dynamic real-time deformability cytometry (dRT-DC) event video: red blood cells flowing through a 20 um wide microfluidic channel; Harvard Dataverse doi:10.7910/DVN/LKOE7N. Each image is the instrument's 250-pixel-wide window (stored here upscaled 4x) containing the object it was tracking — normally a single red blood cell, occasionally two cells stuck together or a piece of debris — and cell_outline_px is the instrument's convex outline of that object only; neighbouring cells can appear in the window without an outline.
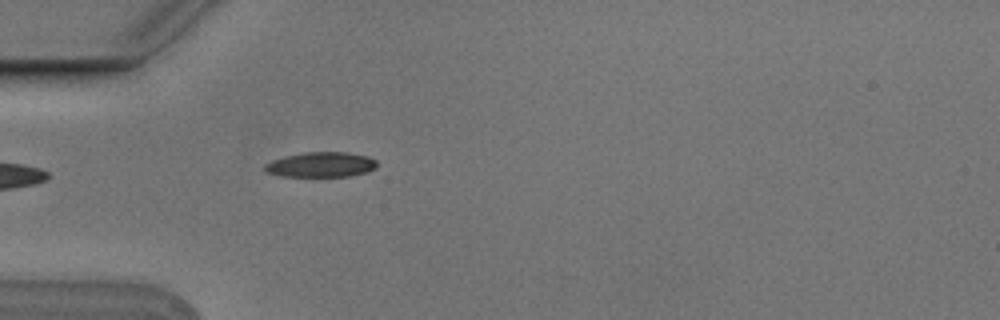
{"species": "Egyptian fruit bat (a non-hibernating species)", "species_latin": "Rousettus aegyptiacus", "temperature_condition": "cold", "stored_images_in_passage": 1, "camera_frame_rate_fps": 3000, "um_per_image_px": 0.085, "animal": {"sex": "male"}, "frame": {"image": 1, "passage_image": 1, "time_ms": 0.0, "image_size_px": [1000, 320], "cell_outline_px": [[376, 168], [364, 172], [348, 176], [284, 176], [268, 172], [264, 168], [264, 164], [272, 160], [284, 156], [300, 152], [348, 152], [368, 156], [376, 160]], "centroid_in_image_um": [27.27, 13.97], "position_along_channel_um": 57.7, "area_um2": 16.3}}